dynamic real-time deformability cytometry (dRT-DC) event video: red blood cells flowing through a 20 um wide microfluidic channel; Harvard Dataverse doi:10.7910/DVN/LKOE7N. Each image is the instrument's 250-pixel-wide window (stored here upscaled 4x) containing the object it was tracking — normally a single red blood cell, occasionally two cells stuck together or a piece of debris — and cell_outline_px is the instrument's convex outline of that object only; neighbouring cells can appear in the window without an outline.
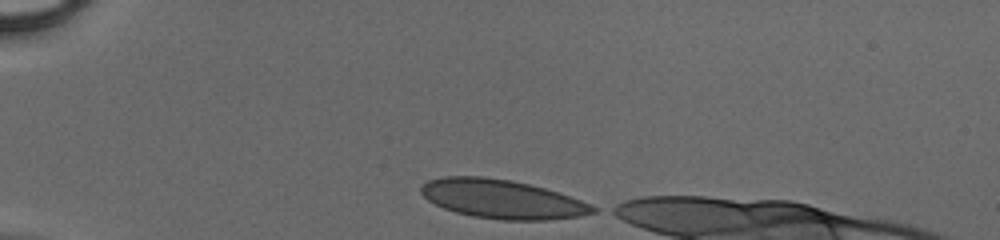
{"species": "human", "species_latin": "Homo sapiens", "temperature_condition": "cold", "stored_images_in_passage": 30, "camera_frame_rate_fps": 3000, "um_per_image_px": 0.085, "donor": {"sex": "male"}, "frame": {"image": 1, "passage_image": 1, "time_ms": 0.0, "image_size_px": [1000, 240], "cell_outline_px": [[596, 212], [580, 216], [548, 220], [500, 220], [472, 216], [456, 212], [444, 208], [428, 200], [420, 192], [420, 188], [428, 180], [444, 176], [480, 176], [512, 180], [544, 188], [580, 200], [596, 208]], "centroid_in_image_um": [42.64, 16.92], "position_along_channel_um": 42.4, "area_um2": 38.67}}
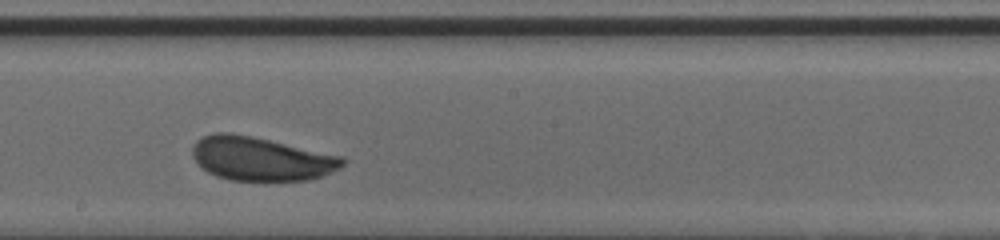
{"frame": {"image": 2, "passage_image": 18, "time_ms": 5.667, "image_size_px": [1000, 240], "cell_outline_px": [[344, 164], [340, 168], [324, 176], [308, 180], [264, 184], [228, 180], [216, 176], [208, 172], [192, 156], [192, 148], [196, 140], [204, 136], [216, 132], [228, 132], [252, 136], [340, 156], [344, 160]], "centroid_in_image_um": [22.18, 13.55], "position_along_channel_um": 226.0, "area_um2": 39.07}}
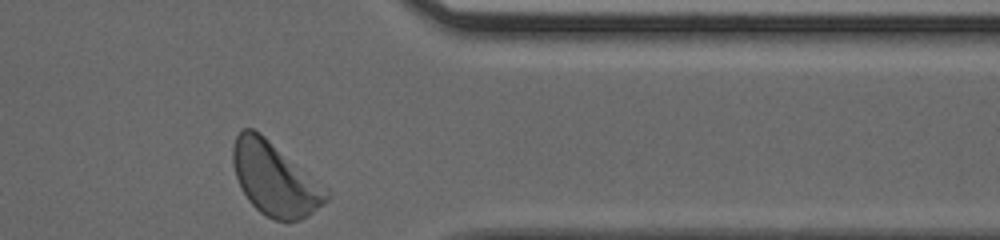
{"frame": {"image": 3, "passage_image": 30, "time_ms": 9.667, "image_size_px": [1000, 240], "cell_outline_px": [[328, 200], [324, 204], [308, 216], [300, 220], [288, 224], [276, 220], [260, 212], [248, 200], [236, 176], [232, 160], [232, 144], [236, 136], [244, 128], [252, 128], [260, 132], [328, 188]], "centroid_in_image_um": [23.38, 15.22], "position_along_channel_um": 388.0, "area_um2": 40.0}}